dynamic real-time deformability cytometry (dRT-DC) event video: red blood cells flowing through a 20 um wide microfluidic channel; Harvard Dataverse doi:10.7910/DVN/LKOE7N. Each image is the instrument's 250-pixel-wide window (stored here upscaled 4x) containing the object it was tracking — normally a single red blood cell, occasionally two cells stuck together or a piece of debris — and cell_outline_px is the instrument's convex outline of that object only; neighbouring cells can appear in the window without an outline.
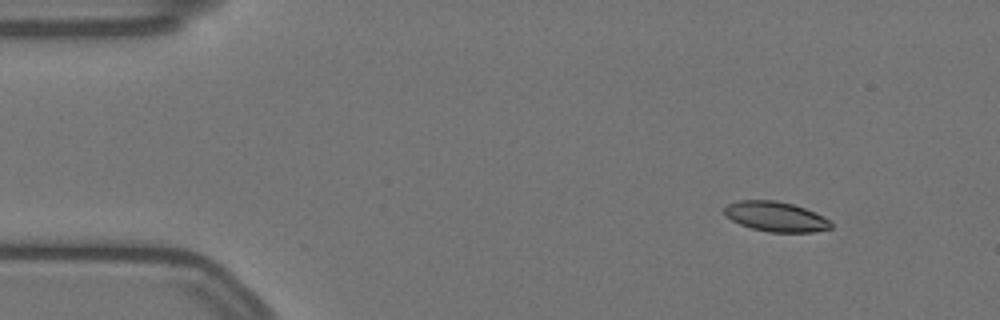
{"species": "Egyptian fruit bat (a non-hibernating species)", "species_latin": "Rousettus aegyptiacus", "temperature_condition": "warm", "stored_images_in_passage": 52, "camera_frame_rate_fps": 3000, "um_per_image_px": 0.085, "animal": {"sex": "female"}, "frame": {"image": 1, "passage_image": 1, "time_ms": 0.0, "image_size_px": [1000, 320], "cell_outline_px": [[832, 228], [812, 232], [768, 232], [752, 228], [740, 224], [724, 216], [724, 208], [728, 204], [736, 200], [776, 200], [792, 204], [816, 212], [828, 220], [832, 224]], "centroid_in_image_um": [65.91, 18.4], "position_along_channel_um": 19.1, "area_um2": 18.61}}
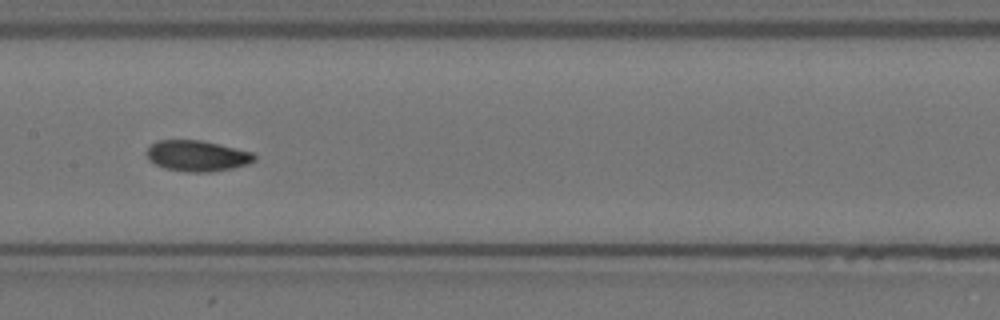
{"frame": {"image": 2, "passage_image": 23, "time_ms": 7.333, "image_size_px": [1000, 320], "cell_outline_px": [[256, 160], [248, 164], [232, 168], [212, 172], [188, 172], [164, 168], [148, 160], [144, 152], [156, 140], [200, 140], [252, 152], [256, 156]], "centroid_in_image_um": [16.73, 13.25], "position_along_channel_um": 190.7, "area_um2": 19.42}}
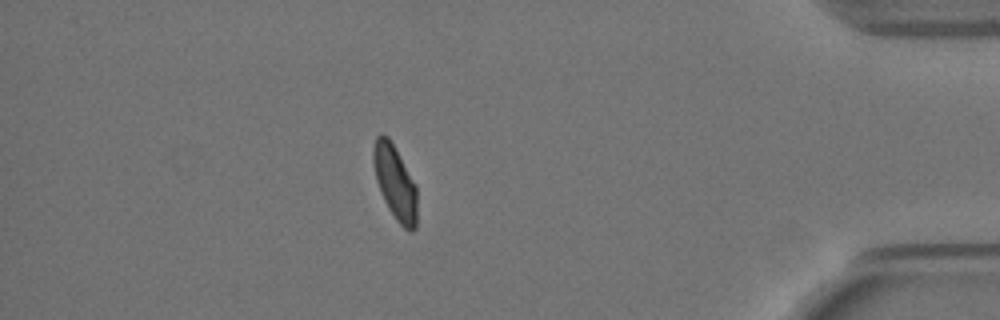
{"frame": {"image": 3, "passage_image": 45, "time_ms": 14.667, "image_size_px": [1000, 320], "cell_outline_px": [[416, 228], [412, 232], [408, 232], [396, 220], [388, 208], [380, 192], [376, 180], [372, 160], [372, 148], [376, 136], [380, 132], [388, 136], [416, 184]], "centroid_in_image_um": [33.56, 15.49], "position_along_channel_um": 401.6, "area_um2": 19.07}, "authors_computed_cell_mechanics": {"area_um2": 19.363, "velocity_mm_per_s": 3.4881, "shape_relaxation_time_tau1_ms": 3.7589, "shape_relaxation_time_tau2_ms": 2.8651, "deformation_change_tau1": 0.1191, "deformation_change_tau2": 0.0484}}